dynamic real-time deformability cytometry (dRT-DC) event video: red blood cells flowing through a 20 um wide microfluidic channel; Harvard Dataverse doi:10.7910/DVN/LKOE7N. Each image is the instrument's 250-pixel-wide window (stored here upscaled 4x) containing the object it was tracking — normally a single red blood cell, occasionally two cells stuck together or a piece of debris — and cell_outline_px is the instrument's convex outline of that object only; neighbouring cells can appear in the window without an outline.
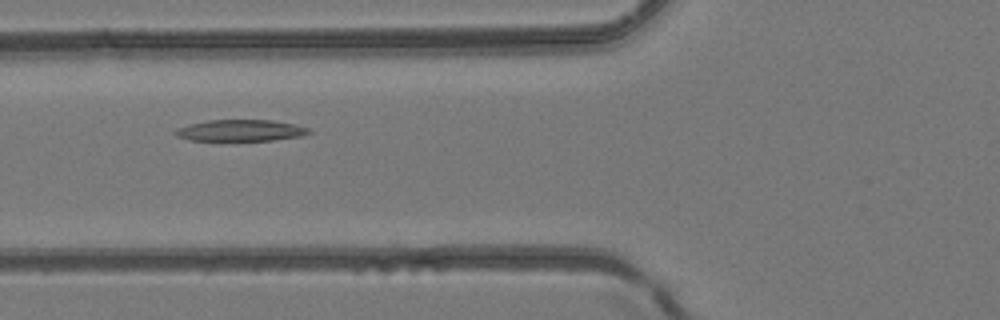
{"species": "common noctule bat (a hibernating species)", "species_latin": "Nyctalus noctula", "temperature_condition": "room temperature", "stored_images_in_passage": 39, "camera_frame_rate_fps": 3000, "um_per_image_px": 0.085, "animal": {"sex": "female", "body_mass_g": 24.6, "forearm_length_mm": 56.2}, "frame": {"image": 1, "passage_image": 10, "time_ms": 3.0, "image_size_px": [1000, 320], "cell_outline_px": [[312, 132], [300, 136], [272, 140], [188, 140], [176, 136], [172, 132], [176, 128], [188, 124], [208, 120], [272, 120], [292, 124], [308, 128]], "centroid_in_image_um": [20.37, 11.08], "position_along_channel_um": 105.4, "area_um2": 16.59}}
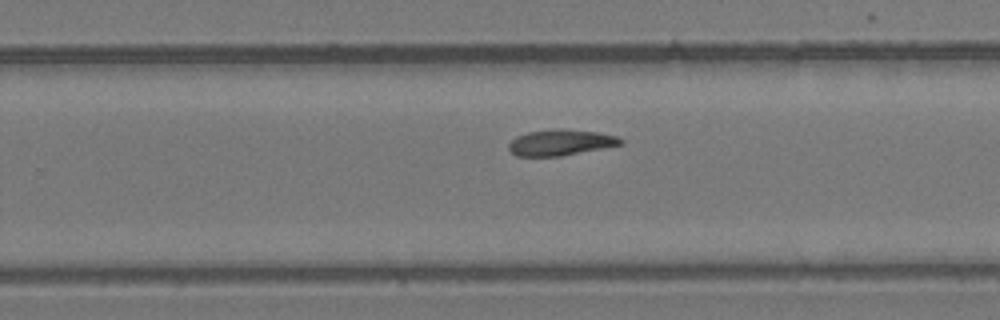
{"frame": {"image": 2, "passage_image": 22, "time_ms": 7.0, "image_size_px": [1000, 320], "cell_outline_px": [[624, 144], [604, 148], [560, 156], [516, 156], [508, 152], [508, 144], [516, 136], [528, 132], [556, 128], [564, 128], [596, 132], [616, 136], [624, 140]], "centroid_in_image_um": [47.63, 12.11], "position_along_channel_um": 282.2, "area_um2": 17.11}}
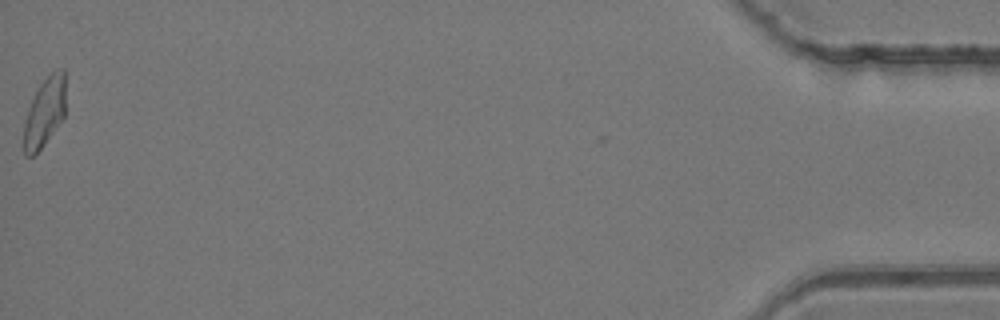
{"frame": {"image": 3, "passage_image": 39, "time_ms": 12.667, "image_size_px": [1000, 320], "cell_outline_px": [[64, 116], [44, 144], [32, 156], [24, 156], [24, 124], [28, 108], [40, 84], [56, 68], [64, 68]], "centroid_in_image_um": [3.78, 9.53], "position_along_channel_um": 431.4, "area_um2": 16.42}}